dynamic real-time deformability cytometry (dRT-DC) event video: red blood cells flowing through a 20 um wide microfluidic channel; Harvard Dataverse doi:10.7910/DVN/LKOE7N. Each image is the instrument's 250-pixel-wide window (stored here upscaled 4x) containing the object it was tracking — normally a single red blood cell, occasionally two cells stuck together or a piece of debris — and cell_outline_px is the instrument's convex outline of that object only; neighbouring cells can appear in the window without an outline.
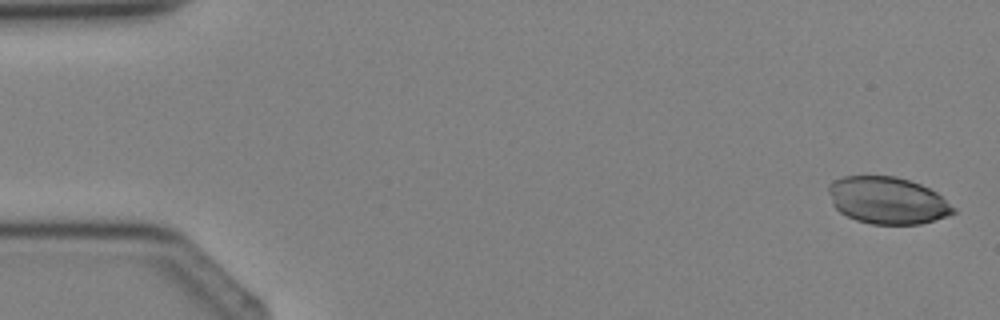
{"species": "Egyptian fruit bat (a non-hibernating species)", "species_latin": "Rousettus aegyptiacus", "temperature_condition": "cold", "stored_images_in_passage": 4, "camera_frame_rate_fps": 3000, "um_per_image_px": 0.085, "animal": {"sex": "female"}, "frame": {"image": 1, "passage_image": 1, "time_ms": 0.0, "image_size_px": [1000, 320], "cell_outline_px": [[956, 212], [948, 216], [920, 224], [872, 224], [856, 220], [840, 212], [832, 204], [828, 192], [828, 184], [832, 180], [844, 176], [896, 176], [920, 184], [936, 192], [956, 208]], "centroid_in_image_um": [75.42, 17.03], "position_along_channel_um": 9.6, "area_um2": 34.28}}